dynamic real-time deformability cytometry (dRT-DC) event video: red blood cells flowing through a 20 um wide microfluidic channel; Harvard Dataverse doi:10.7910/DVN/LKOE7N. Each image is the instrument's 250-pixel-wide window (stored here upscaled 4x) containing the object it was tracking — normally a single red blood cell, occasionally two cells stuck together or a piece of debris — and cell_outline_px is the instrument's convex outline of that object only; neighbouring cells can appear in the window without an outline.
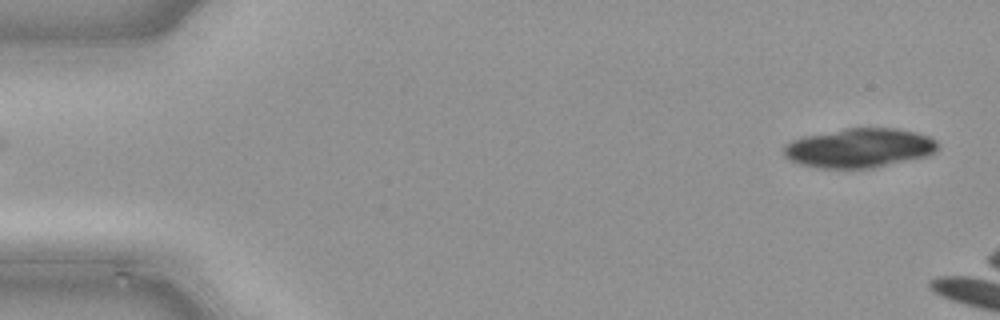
{"species": "common noctule bat (a hibernating species)", "species_latin": "Nyctalus noctula", "temperature_condition": "cold", "stored_images_in_passage": 7, "camera_frame_rate_fps": 3000, "um_per_image_px": 0.085, "animal": {"sex": "male", "body_mass_g": 21.5, "forearm_length_mm": 52.0}, "frame": {"image": 1, "passage_image": 1, "time_ms": 0.0, "image_size_px": [1000, 320], "cell_outline_px": [[940, 144], [936, 152], [928, 156], [872, 168], [820, 168], [800, 164], [784, 156], [784, 144], [792, 140], [804, 136], [844, 128], [896, 128], [916, 132], [928, 136], [936, 140]], "centroid_in_image_um": [73.07, 12.57], "position_along_channel_um": 11.9, "area_um2": 35.43}}